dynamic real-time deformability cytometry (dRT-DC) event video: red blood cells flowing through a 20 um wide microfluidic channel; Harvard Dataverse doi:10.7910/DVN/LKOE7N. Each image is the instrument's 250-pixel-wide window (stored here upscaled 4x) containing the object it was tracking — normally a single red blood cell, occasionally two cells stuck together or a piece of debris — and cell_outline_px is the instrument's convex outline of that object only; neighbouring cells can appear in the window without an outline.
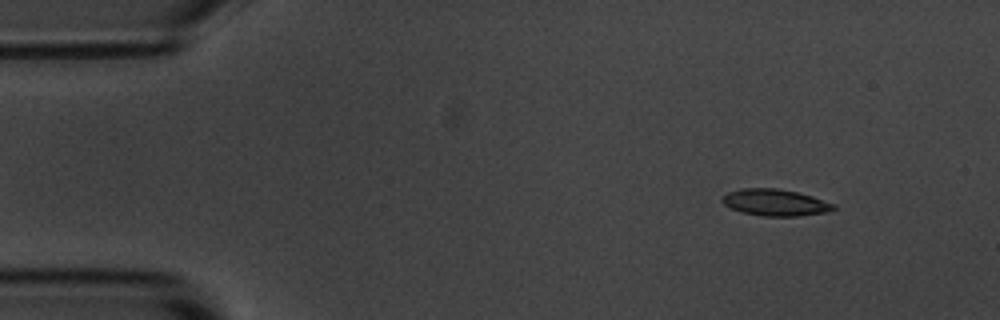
{"species": "common noctule bat (a hibernating species)", "species_latin": "Nyctalus noctula", "temperature_condition": "room temperature", "stored_images_in_passage": 4, "camera_frame_rate_fps": 3000, "um_per_image_px": 0.085, "animal": {"sex": "male", "body_mass_g": 20.1, "forearm_length_mm": 53.5}, "frame": {"image": 1, "passage_image": 2, "time_ms": 1.333, "image_size_px": [1000, 320], "cell_outline_px": [[836, 208], [828, 212], [796, 216], [760, 216], [740, 212], [724, 204], [720, 200], [728, 192], [740, 188], [776, 188], [796, 192], [812, 196], [836, 204]], "centroid_in_image_um": [65.89, 17.21], "position_along_channel_um": 19.1, "area_um2": 17.34}}